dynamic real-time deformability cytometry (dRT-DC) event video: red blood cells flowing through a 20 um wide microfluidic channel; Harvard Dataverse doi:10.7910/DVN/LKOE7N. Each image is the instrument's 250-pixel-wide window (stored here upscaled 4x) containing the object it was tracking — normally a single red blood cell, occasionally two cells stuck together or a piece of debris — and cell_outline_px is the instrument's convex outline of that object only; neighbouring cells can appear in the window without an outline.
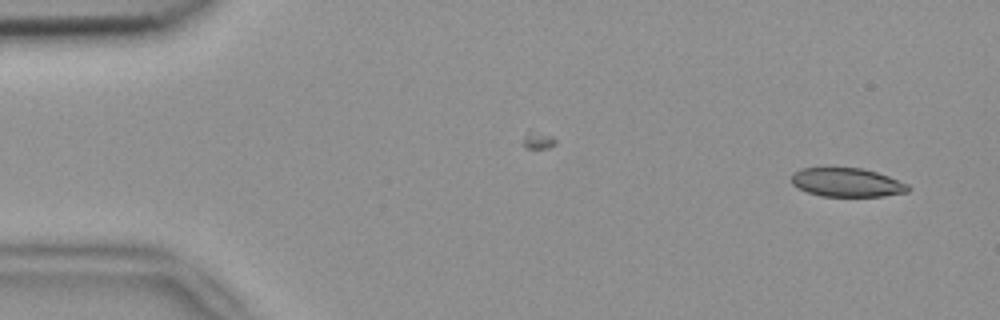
{"species": "common noctule bat (a hibernating species)", "species_latin": "Nyctalus noctula", "temperature_condition": "room temperature", "stored_images_in_passage": 3, "camera_frame_rate_fps": 3000, "um_per_image_px": 0.085, "animal": {"sex": "female", "body_mass_g": 18.4}, "frame": {"image": 1, "passage_image": 3, "time_ms": 0.667, "image_size_px": [1000, 320], "cell_outline_px": [[912, 188], [908, 192], [884, 196], [820, 196], [808, 192], [792, 184], [792, 176], [796, 172], [804, 168], [864, 168], [888, 176], [908, 184]], "centroid_in_image_um": [72.05, 15.51], "position_along_channel_um": 13.0, "area_um2": 19.42}}